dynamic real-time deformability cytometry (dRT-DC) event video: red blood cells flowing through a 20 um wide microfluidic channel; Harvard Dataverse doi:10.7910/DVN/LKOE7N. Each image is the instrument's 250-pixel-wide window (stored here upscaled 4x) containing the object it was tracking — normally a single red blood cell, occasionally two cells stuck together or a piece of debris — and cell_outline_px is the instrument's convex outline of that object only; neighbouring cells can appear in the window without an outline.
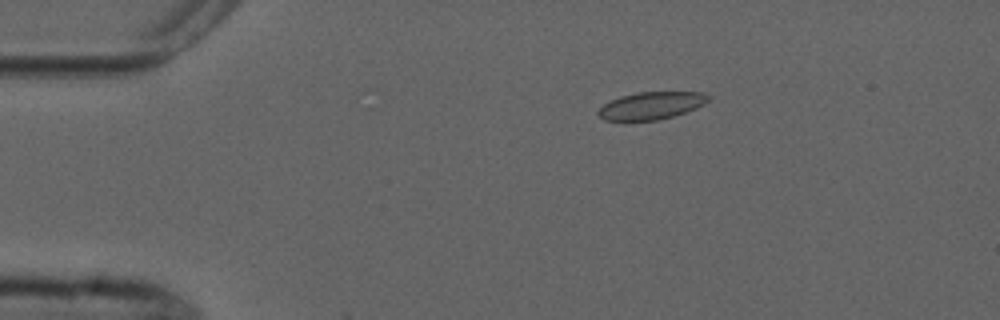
{"species": "common noctule bat (a hibernating species)", "species_latin": "Nyctalus noctula", "temperature_condition": "cold", "stored_images_in_passage": 8, "camera_frame_rate_fps": 3000, "um_per_image_px": 0.085, "animal": {"sex": "male", "forearm_length_mm": 52.5}, "frame": {"image": 1, "passage_image": 3, "time_ms": 2.333, "image_size_px": [1000, 320], "cell_outline_px": [[712, 96], [704, 104], [696, 108], [672, 116], [656, 120], [604, 120], [596, 112], [604, 104], [620, 96], [636, 92], [704, 92]], "centroid_in_image_um": [55.38, 8.96], "position_along_channel_um": 29.6, "area_um2": 17.46}}
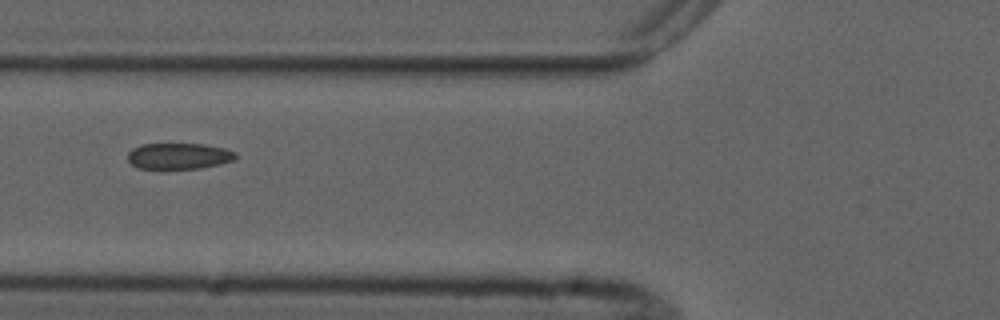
{"frame": {"image": 2, "passage_image": 6, "time_ms": 6.0, "image_size_px": [1000, 320], "cell_outline_px": [[236, 156], [232, 160], [220, 164], [200, 168], [136, 168], [128, 160], [128, 152], [132, 148], [144, 144], [204, 144], [224, 148], [236, 152]], "centroid_in_image_um": [15.19, 13.26], "position_along_channel_um": 110.6, "area_um2": 16.24}}
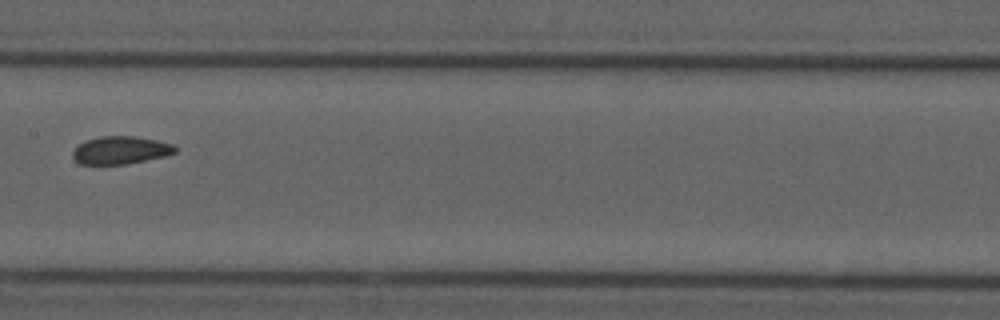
{"frame": {"image": 3, "passage_image": 8, "time_ms": 8.333, "image_size_px": [1000, 320], "cell_outline_px": [[176, 152], [164, 156], [124, 164], [80, 164], [72, 156], [72, 152], [84, 140], [100, 136], [132, 136], [156, 140], [172, 144], [176, 148]], "centroid_in_image_um": [10.22, 12.76], "position_along_channel_um": 197.2, "area_um2": 16.36}}